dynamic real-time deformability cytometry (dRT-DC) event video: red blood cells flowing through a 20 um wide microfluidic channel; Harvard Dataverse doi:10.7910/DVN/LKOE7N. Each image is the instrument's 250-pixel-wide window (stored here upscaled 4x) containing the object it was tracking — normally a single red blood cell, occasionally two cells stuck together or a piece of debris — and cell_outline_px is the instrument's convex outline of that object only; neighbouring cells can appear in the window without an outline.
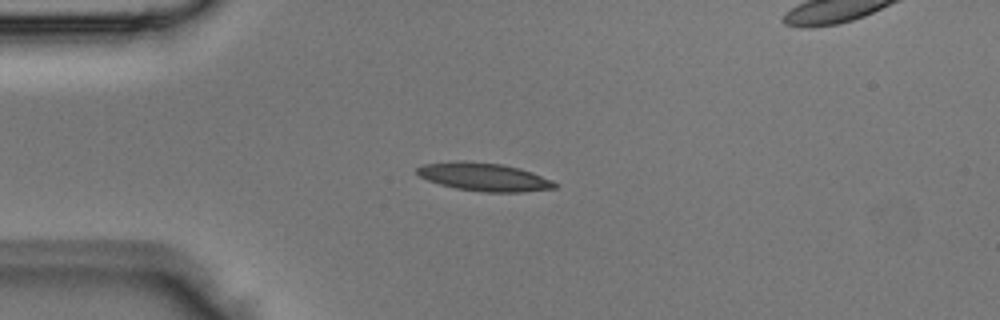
{"species": "Egyptian fruit bat (a non-hibernating species)", "species_latin": "Rousettus aegyptiacus", "temperature_condition": "room temperature", "stored_images_in_passage": 3, "camera_frame_rate_fps": 3000, "um_per_image_px": 0.085, "animal": {"sex": "male"}, "frame": {"image": 1, "passage_image": 2, "time_ms": 0.333, "image_size_px": [1000, 320], "cell_outline_px": [[556, 188], [524, 192], [484, 192], [456, 188], [440, 184], [428, 180], [420, 176], [416, 172], [416, 168], [424, 164], [456, 160], [460, 160], [500, 164], [520, 168], [532, 172], [552, 180], [556, 184]], "centroid_in_image_um": [41.14, 15.03], "position_along_channel_um": 43.9, "area_um2": 22.54}}